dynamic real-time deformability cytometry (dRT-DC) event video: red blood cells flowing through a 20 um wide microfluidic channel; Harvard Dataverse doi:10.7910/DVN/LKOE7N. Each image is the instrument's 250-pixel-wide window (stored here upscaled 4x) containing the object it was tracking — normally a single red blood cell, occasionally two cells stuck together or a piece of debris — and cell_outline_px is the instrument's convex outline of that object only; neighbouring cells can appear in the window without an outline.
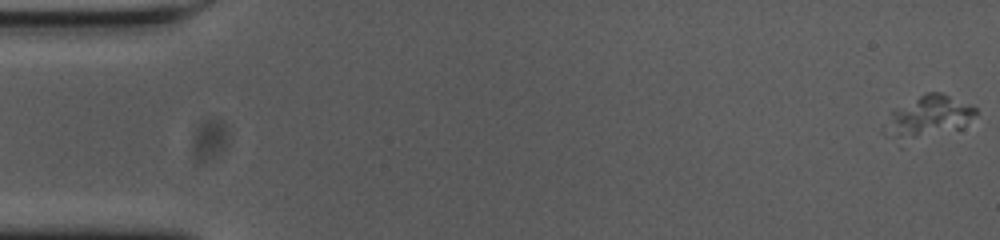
{"species": "common noctule bat (a hibernating species)", "species_latin": "Nyctalus noctula", "temperature_condition": "cold", "stored_images_in_passage": 19, "camera_frame_rate_fps": 3000, "um_per_image_px": 0.085, "animal": {"sex": "female", "body_mass_g": 23.0, "forearm_length_mm": 53.4}, "frame": {"image": 1, "passage_image": 1, "time_ms": 0.0, "image_size_px": [1000, 240], "cell_outline_px": [[976, 112], [960, 128], [916, 136], [900, 136], [880, 132], [880, 128], [892, 112], [920, 96], [928, 92], [940, 92], [976, 108]], "centroid_in_image_um": [78.89, 9.85], "position_along_channel_um": 6.1, "area_um2": 20.06}}
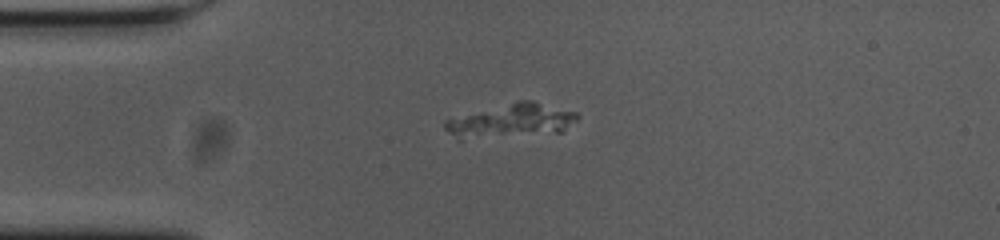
{"frame": {"image": 2, "passage_image": 14, "time_ms": 4.333, "image_size_px": [1000, 240], "cell_outline_px": [[580, 116], [564, 132], [460, 140], [448, 132], [444, 128], [444, 120], [520, 100], [532, 100], [576, 112]], "centroid_in_image_um": [43.48, 10.28], "position_along_channel_um": 41.5, "area_um2": 26.01}}